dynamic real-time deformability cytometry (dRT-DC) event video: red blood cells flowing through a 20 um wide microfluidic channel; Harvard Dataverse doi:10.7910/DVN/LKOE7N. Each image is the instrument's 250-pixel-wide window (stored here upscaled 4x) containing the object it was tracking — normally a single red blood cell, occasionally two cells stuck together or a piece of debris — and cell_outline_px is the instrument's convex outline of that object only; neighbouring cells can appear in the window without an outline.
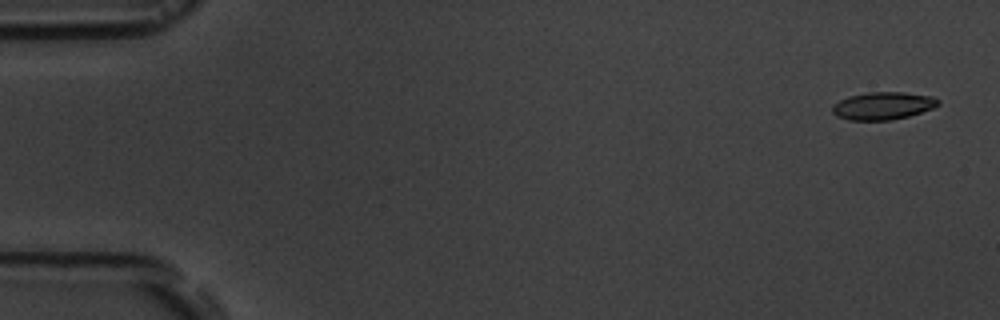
{"species": "common noctule bat (a hibernating species)", "species_latin": "Nyctalus noctula", "temperature_condition": "room temperature", "stored_images_in_passage": 8, "camera_frame_rate_fps": 3000, "um_per_image_px": 0.085, "animal": {"sex": "male", "body_mass_g": 19.5, "forearm_length_mm": 54.6}, "frame": {"image": 1, "passage_image": 1, "time_ms": 0.0, "image_size_px": [1000, 320], "cell_outline_px": [[940, 104], [932, 108], [908, 116], [892, 120], [848, 120], [836, 116], [832, 112], [832, 104], [848, 96], [868, 92], [904, 92], [932, 96], [940, 100]], "centroid_in_image_um": [75.03, 8.99], "position_along_channel_um": 10.0, "area_um2": 17.11}}
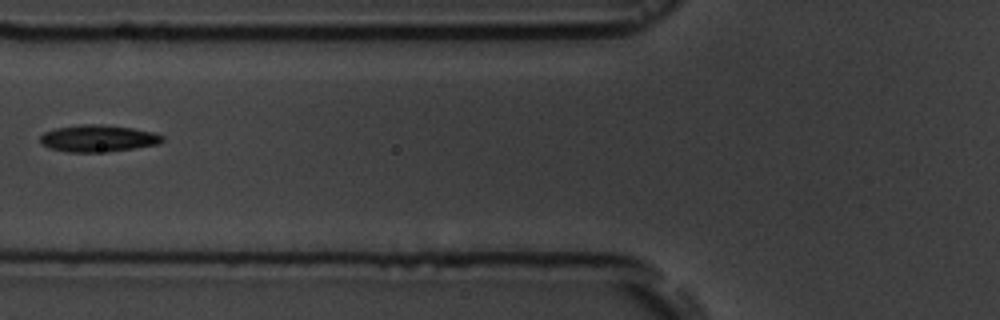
{"frame": {"image": 2, "passage_image": 7, "time_ms": 6.667, "image_size_px": [1000, 320], "cell_outline_px": [[164, 140], [160, 144], [108, 152], [68, 152], [48, 148], [40, 144], [40, 136], [44, 132], [56, 128], [80, 124], [100, 124], [132, 128], [152, 132], [164, 136]], "centroid_in_image_um": [8.32, 11.77], "position_along_channel_um": 117.5, "area_um2": 19.31}}
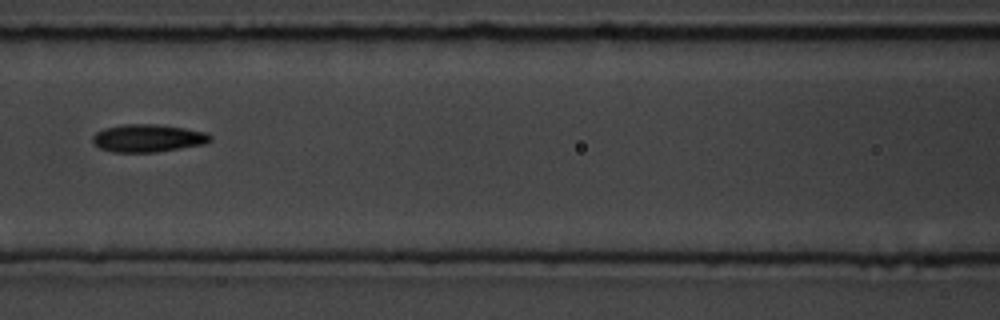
{"frame": {"image": 3, "passage_image": 8, "time_ms": 7.667, "image_size_px": [1000, 320], "cell_outline_px": [[212, 140], [204, 144], [156, 152], [112, 152], [100, 148], [92, 140], [92, 136], [96, 132], [104, 128], [124, 124], [156, 124], [184, 128], [208, 132], [212, 136]], "centroid_in_image_um": [12.59, 11.74], "position_along_channel_um": 154.0, "area_um2": 19.02}}